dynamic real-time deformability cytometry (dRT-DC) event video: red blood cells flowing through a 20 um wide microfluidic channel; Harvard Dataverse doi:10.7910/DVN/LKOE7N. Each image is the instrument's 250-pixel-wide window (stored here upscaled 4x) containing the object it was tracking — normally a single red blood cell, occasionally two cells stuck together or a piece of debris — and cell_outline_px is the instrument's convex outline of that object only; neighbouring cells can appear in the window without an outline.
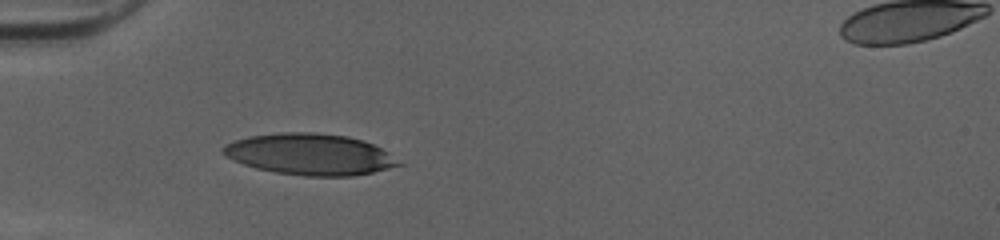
{"species": "human", "species_latin": "Homo sapiens", "temperature_condition": "cold", "stored_images_in_passage": 28, "camera_frame_rate_fps": 3000, "um_per_image_px": 0.085, "donor": {"sex": "female"}, "frame": {"image": 1, "passage_image": 1, "time_ms": 0.0, "image_size_px": [1000, 240], "cell_outline_px": [[404, 164], [372, 172], [352, 176], [304, 176], [276, 172], [256, 168], [232, 160], [224, 156], [220, 152], [220, 148], [224, 144], [248, 136], [280, 132], [316, 132], [348, 136], [364, 140], [388, 152]], "centroid_in_image_um": [26.3, 13.11], "position_along_channel_um": 58.7, "area_um2": 42.48}}
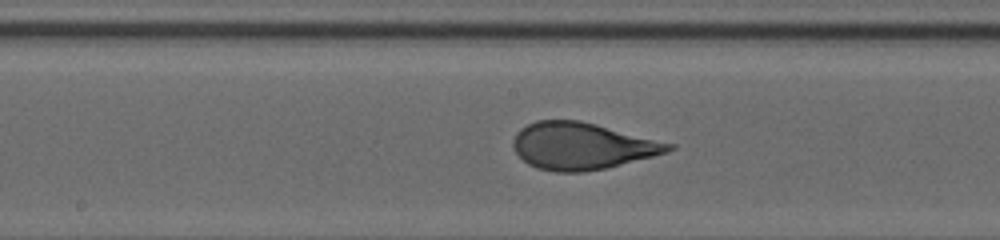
{"frame": {"image": 2, "passage_image": 12, "time_ms": 3.667, "image_size_px": [1000, 240], "cell_outline_px": [[676, 148], [668, 152], [608, 168], [584, 172], [556, 172], [536, 168], [528, 164], [516, 152], [512, 144], [512, 140], [516, 132], [520, 128], [536, 120], [580, 120], [676, 144]], "centroid_in_image_um": [49.48, 12.41], "position_along_channel_um": 198.7, "area_um2": 42.71}}
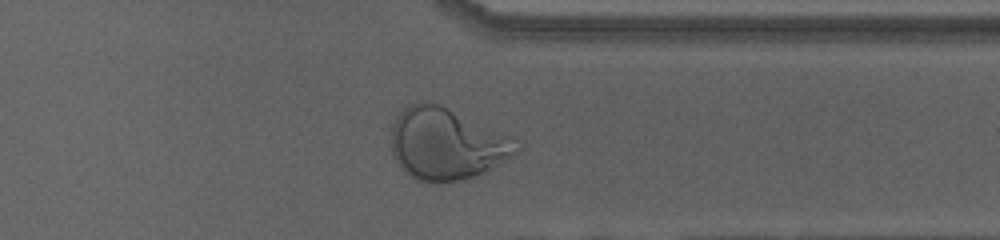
{"frame": {"image": 3, "passage_image": 25, "time_ms": 8.0, "image_size_px": [1000, 240], "cell_outline_px": [[524, 144], [520, 152], [492, 168], [484, 172], [464, 180], [440, 184], [428, 184], [416, 180], [392, 156], [392, 124], [396, 116], [408, 104], [436, 104], [512, 136]], "centroid_in_image_um": [38.01, 12.29], "position_along_channel_um": 373.4, "area_um2": 52.25}, "authors_computed_cell_mechanics": {"area_um2": 42.5697, "velocity_mm_per_s": 4.0585, "shape_relaxation_time_tau1_ms": 3.7677, "shape_relaxation_time_tau2_ms": null, "deformation_change_tau1": 0.2002, "deformation_change_tau2": null}}